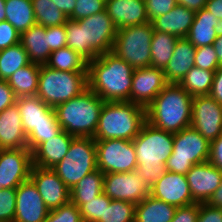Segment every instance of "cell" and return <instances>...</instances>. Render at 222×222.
I'll use <instances>...</instances> for the list:
<instances>
[{
  "label": "cell",
  "instance_id": "obj_1",
  "mask_svg": "<svg viewBox=\"0 0 222 222\" xmlns=\"http://www.w3.org/2000/svg\"><path fill=\"white\" fill-rule=\"evenodd\" d=\"M67 47L88 62L112 51L117 29L106 10L92 16L65 23Z\"/></svg>",
  "mask_w": 222,
  "mask_h": 222
},
{
  "label": "cell",
  "instance_id": "obj_2",
  "mask_svg": "<svg viewBox=\"0 0 222 222\" xmlns=\"http://www.w3.org/2000/svg\"><path fill=\"white\" fill-rule=\"evenodd\" d=\"M134 68L112 51L88 62V87L108 102H130Z\"/></svg>",
  "mask_w": 222,
  "mask_h": 222
},
{
  "label": "cell",
  "instance_id": "obj_3",
  "mask_svg": "<svg viewBox=\"0 0 222 222\" xmlns=\"http://www.w3.org/2000/svg\"><path fill=\"white\" fill-rule=\"evenodd\" d=\"M136 150L135 174L151 187L165 172V164L173 150L174 133L145 122L132 140Z\"/></svg>",
  "mask_w": 222,
  "mask_h": 222
},
{
  "label": "cell",
  "instance_id": "obj_4",
  "mask_svg": "<svg viewBox=\"0 0 222 222\" xmlns=\"http://www.w3.org/2000/svg\"><path fill=\"white\" fill-rule=\"evenodd\" d=\"M192 99L179 84L168 83L146 108V120L158 129L180 132L191 126Z\"/></svg>",
  "mask_w": 222,
  "mask_h": 222
},
{
  "label": "cell",
  "instance_id": "obj_5",
  "mask_svg": "<svg viewBox=\"0 0 222 222\" xmlns=\"http://www.w3.org/2000/svg\"><path fill=\"white\" fill-rule=\"evenodd\" d=\"M104 102L88 87L78 96L53 109L62 130L75 137L93 138Z\"/></svg>",
  "mask_w": 222,
  "mask_h": 222
},
{
  "label": "cell",
  "instance_id": "obj_6",
  "mask_svg": "<svg viewBox=\"0 0 222 222\" xmlns=\"http://www.w3.org/2000/svg\"><path fill=\"white\" fill-rule=\"evenodd\" d=\"M146 121V108L142 106L132 102L105 101L93 139L133 140Z\"/></svg>",
  "mask_w": 222,
  "mask_h": 222
},
{
  "label": "cell",
  "instance_id": "obj_7",
  "mask_svg": "<svg viewBox=\"0 0 222 222\" xmlns=\"http://www.w3.org/2000/svg\"><path fill=\"white\" fill-rule=\"evenodd\" d=\"M88 88V72L59 71L41 65L36 95L48 106L55 107L81 94Z\"/></svg>",
  "mask_w": 222,
  "mask_h": 222
},
{
  "label": "cell",
  "instance_id": "obj_8",
  "mask_svg": "<svg viewBox=\"0 0 222 222\" xmlns=\"http://www.w3.org/2000/svg\"><path fill=\"white\" fill-rule=\"evenodd\" d=\"M72 189L87 174L97 170L96 142L92 137H75L67 154L51 168Z\"/></svg>",
  "mask_w": 222,
  "mask_h": 222
},
{
  "label": "cell",
  "instance_id": "obj_9",
  "mask_svg": "<svg viewBox=\"0 0 222 222\" xmlns=\"http://www.w3.org/2000/svg\"><path fill=\"white\" fill-rule=\"evenodd\" d=\"M210 142L192 126L174 133L173 150L166 171L185 175L195 164L208 161Z\"/></svg>",
  "mask_w": 222,
  "mask_h": 222
},
{
  "label": "cell",
  "instance_id": "obj_10",
  "mask_svg": "<svg viewBox=\"0 0 222 222\" xmlns=\"http://www.w3.org/2000/svg\"><path fill=\"white\" fill-rule=\"evenodd\" d=\"M151 22L117 30L112 52L135 68L151 66Z\"/></svg>",
  "mask_w": 222,
  "mask_h": 222
},
{
  "label": "cell",
  "instance_id": "obj_11",
  "mask_svg": "<svg viewBox=\"0 0 222 222\" xmlns=\"http://www.w3.org/2000/svg\"><path fill=\"white\" fill-rule=\"evenodd\" d=\"M96 142L97 169L102 173H126L137 168L132 140L106 139Z\"/></svg>",
  "mask_w": 222,
  "mask_h": 222
},
{
  "label": "cell",
  "instance_id": "obj_12",
  "mask_svg": "<svg viewBox=\"0 0 222 222\" xmlns=\"http://www.w3.org/2000/svg\"><path fill=\"white\" fill-rule=\"evenodd\" d=\"M33 166L28 148L0 149V188L16 189L29 180Z\"/></svg>",
  "mask_w": 222,
  "mask_h": 222
},
{
  "label": "cell",
  "instance_id": "obj_13",
  "mask_svg": "<svg viewBox=\"0 0 222 222\" xmlns=\"http://www.w3.org/2000/svg\"><path fill=\"white\" fill-rule=\"evenodd\" d=\"M191 126L210 143L222 134V104L210 95L192 99Z\"/></svg>",
  "mask_w": 222,
  "mask_h": 222
},
{
  "label": "cell",
  "instance_id": "obj_14",
  "mask_svg": "<svg viewBox=\"0 0 222 222\" xmlns=\"http://www.w3.org/2000/svg\"><path fill=\"white\" fill-rule=\"evenodd\" d=\"M103 186V193L111 200L138 204L150 194V187L135 174V171L106 173Z\"/></svg>",
  "mask_w": 222,
  "mask_h": 222
},
{
  "label": "cell",
  "instance_id": "obj_15",
  "mask_svg": "<svg viewBox=\"0 0 222 222\" xmlns=\"http://www.w3.org/2000/svg\"><path fill=\"white\" fill-rule=\"evenodd\" d=\"M167 84L163 69L152 66L135 68L130 102L147 108Z\"/></svg>",
  "mask_w": 222,
  "mask_h": 222
},
{
  "label": "cell",
  "instance_id": "obj_16",
  "mask_svg": "<svg viewBox=\"0 0 222 222\" xmlns=\"http://www.w3.org/2000/svg\"><path fill=\"white\" fill-rule=\"evenodd\" d=\"M49 210L70 202V190L51 168L32 166L30 178Z\"/></svg>",
  "mask_w": 222,
  "mask_h": 222
},
{
  "label": "cell",
  "instance_id": "obj_17",
  "mask_svg": "<svg viewBox=\"0 0 222 222\" xmlns=\"http://www.w3.org/2000/svg\"><path fill=\"white\" fill-rule=\"evenodd\" d=\"M149 195L176 208L195 203L186 176L170 171H166L150 187Z\"/></svg>",
  "mask_w": 222,
  "mask_h": 222
},
{
  "label": "cell",
  "instance_id": "obj_18",
  "mask_svg": "<svg viewBox=\"0 0 222 222\" xmlns=\"http://www.w3.org/2000/svg\"><path fill=\"white\" fill-rule=\"evenodd\" d=\"M185 176L195 203H207L222 183V171L209 161L193 165Z\"/></svg>",
  "mask_w": 222,
  "mask_h": 222
},
{
  "label": "cell",
  "instance_id": "obj_19",
  "mask_svg": "<svg viewBox=\"0 0 222 222\" xmlns=\"http://www.w3.org/2000/svg\"><path fill=\"white\" fill-rule=\"evenodd\" d=\"M50 210L44 204L34 183L29 179L16 188L13 222H43Z\"/></svg>",
  "mask_w": 222,
  "mask_h": 222
},
{
  "label": "cell",
  "instance_id": "obj_20",
  "mask_svg": "<svg viewBox=\"0 0 222 222\" xmlns=\"http://www.w3.org/2000/svg\"><path fill=\"white\" fill-rule=\"evenodd\" d=\"M16 104L26 135L37 126L59 125L53 107L46 105L37 95L17 98Z\"/></svg>",
  "mask_w": 222,
  "mask_h": 222
},
{
  "label": "cell",
  "instance_id": "obj_21",
  "mask_svg": "<svg viewBox=\"0 0 222 222\" xmlns=\"http://www.w3.org/2000/svg\"><path fill=\"white\" fill-rule=\"evenodd\" d=\"M116 29L149 22L145 0H106V8Z\"/></svg>",
  "mask_w": 222,
  "mask_h": 222
},
{
  "label": "cell",
  "instance_id": "obj_22",
  "mask_svg": "<svg viewBox=\"0 0 222 222\" xmlns=\"http://www.w3.org/2000/svg\"><path fill=\"white\" fill-rule=\"evenodd\" d=\"M28 148L18 105L0 112V149Z\"/></svg>",
  "mask_w": 222,
  "mask_h": 222
},
{
  "label": "cell",
  "instance_id": "obj_23",
  "mask_svg": "<svg viewBox=\"0 0 222 222\" xmlns=\"http://www.w3.org/2000/svg\"><path fill=\"white\" fill-rule=\"evenodd\" d=\"M75 136L61 130L56 136L42 142L33 152V165L41 168H53L67 154Z\"/></svg>",
  "mask_w": 222,
  "mask_h": 222
},
{
  "label": "cell",
  "instance_id": "obj_24",
  "mask_svg": "<svg viewBox=\"0 0 222 222\" xmlns=\"http://www.w3.org/2000/svg\"><path fill=\"white\" fill-rule=\"evenodd\" d=\"M196 47L186 38H178L173 55L163 69L168 83L179 84L187 72L194 67Z\"/></svg>",
  "mask_w": 222,
  "mask_h": 222
},
{
  "label": "cell",
  "instance_id": "obj_25",
  "mask_svg": "<svg viewBox=\"0 0 222 222\" xmlns=\"http://www.w3.org/2000/svg\"><path fill=\"white\" fill-rule=\"evenodd\" d=\"M196 12L177 4L172 10L151 21L154 31L173 34L178 38H186L195 19Z\"/></svg>",
  "mask_w": 222,
  "mask_h": 222
},
{
  "label": "cell",
  "instance_id": "obj_26",
  "mask_svg": "<svg viewBox=\"0 0 222 222\" xmlns=\"http://www.w3.org/2000/svg\"><path fill=\"white\" fill-rule=\"evenodd\" d=\"M221 30L220 20L203 8L196 12L186 39L196 48L212 45Z\"/></svg>",
  "mask_w": 222,
  "mask_h": 222
},
{
  "label": "cell",
  "instance_id": "obj_27",
  "mask_svg": "<svg viewBox=\"0 0 222 222\" xmlns=\"http://www.w3.org/2000/svg\"><path fill=\"white\" fill-rule=\"evenodd\" d=\"M20 43L32 63L45 65L48 62L51 51L48 36H46V27L37 24L31 26L21 33Z\"/></svg>",
  "mask_w": 222,
  "mask_h": 222
},
{
  "label": "cell",
  "instance_id": "obj_28",
  "mask_svg": "<svg viewBox=\"0 0 222 222\" xmlns=\"http://www.w3.org/2000/svg\"><path fill=\"white\" fill-rule=\"evenodd\" d=\"M176 207L148 195L136 204L134 222H171Z\"/></svg>",
  "mask_w": 222,
  "mask_h": 222
},
{
  "label": "cell",
  "instance_id": "obj_29",
  "mask_svg": "<svg viewBox=\"0 0 222 222\" xmlns=\"http://www.w3.org/2000/svg\"><path fill=\"white\" fill-rule=\"evenodd\" d=\"M41 65L30 63L13 73L7 80L16 98L35 96Z\"/></svg>",
  "mask_w": 222,
  "mask_h": 222
},
{
  "label": "cell",
  "instance_id": "obj_30",
  "mask_svg": "<svg viewBox=\"0 0 222 222\" xmlns=\"http://www.w3.org/2000/svg\"><path fill=\"white\" fill-rule=\"evenodd\" d=\"M104 173L99 169L87 174L72 189H70V202L80 208L91 199L103 193Z\"/></svg>",
  "mask_w": 222,
  "mask_h": 222
},
{
  "label": "cell",
  "instance_id": "obj_31",
  "mask_svg": "<svg viewBox=\"0 0 222 222\" xmlns=\"http://www.w3.org/2000/svg\"><path fill=\"white\" fill-rule=\"evenodd\" d=\"M5 20L21 34L36 25L31 0H5Z\"/></svg>",
  "mask_w": 222,
  "mask_h": 222
},
{
  "label": "cell",
  "instance_id": "obj_32",
  "mask_svg": "<svg viewBox=\"0 0 222 222\" xmlns=\"http://www.w3.org/2000/svg\"><path fill=\"white\" fill-rule=\"evenodd\" d=\"M45 65L59 71L88 72V61L67 46L52 51Z\"/></svg>",
  "mask_w": 222,
  "mask_h": 222
},
{
  "label": "cell",
  "instance_id": "obj_33",
  "mask_svg": "<svg viewBox=\"0 0 222 222\" xmlns=\"http://www.w3.org/2000/svg\"><path fill=\"white\" fill-rule=\"evenodd\" d=\"M178 37L154 31L151 40V66L164 69L173 55Z\"/></svg>",
  "mask_w": 222,
  "mask_h": 222
},
{
  "label": "cell",
  "instance_id": "obj_34",
  "mask_svg": "<svg viewBox=\"0 0 222 222\" xmlns=\"http://www.w3.org/2000/svg\"><path fill=\"white\" fill-rule=\"evenodd\" d=\"M216 70L192 67L179 85L192 97L209 95Z\"/></svg>",
  "mask_w": 222,
  "mask_h": 222
},
{
  "label": "cell",
  "instance_id": "obj_35",
  "mask_svg": "<svg viewBox=\"0 0 222 222\" xmlns=\"http://www.w3.org/2000/svg\"><path fill=\"white\" fill-rule=\"evenodd\" d=\"M30 63L28 54L20 42L0 50V80L7 81L18 69Z\"/></svg>",
  "mask_w": 222,
  "mask_h": 222
},
{
  "label": "cell",
  "instance_id": "obj_36",
  "mask_svg": "<svg viewBox=\"0 0 222 222\" xmlns=\"http://www.w3.org/2000/svg\"><path fill=\"white\" fill-rule=\"evenodd\" d=\"M37 25L53 27L65 25L69 19L52 0H31Z\"/></svg>",
  "mask_w": 222,
  "mask_h": 222
},
{
  "label": "cell",
  "instance_id": "obj_37",
  "mask_svg": "<svg viewBox=\"0 0 222 222\" xmlns=\"http://www.w3.org/2000/svg\"><path fill=\"white\" fill-rule=\"evenodd\" d=\"M136 204L123 201L111 200L105 202V211L98 222H134Z\"/></svg>",
  "mask_w": 222,
  "mask_h": 222
},
{
  "label": "cell",
  "instance_id": "obj_38",
  "mask_svg": "<svg viewBox=\"0 0 222 222\" xmlns=\"http://www.w3.org/2000/svg\"><path fill=\"white\" fill-rule=\"evenodd\" d=\"M105 202H111V199L101 193L97 198L83 204L79 208L83 222H98L104 214Z\"/></svg>",
  "mask_w": 222,
  "mask_h": 222
},
{
  "label": "cell",
  "instance_id": "obj_39",
  "mask_svg": "<svg viewBox=\"0 0 222 222\" xmlns=\"http://www.w3.org/2000/svg\"><path fill=\"white\" fill-rule=\"evenodd\" d=\"M43 222H83L79 208L72 202L50 210Z\"/></svg>",
  "mask_w": 222,
  "mask_h": 222
},
{
  "label": "cell",
  "instance_id": "obj_40",
  "mask_svg": "<svg viewBox=\"0 0 222 222\" xmlns=\"http://www.w3.org/2000/svg\"><path fill=\"white\" fill-rule=\"evenodd\" d=\"M60 125H42L35 127L27 135L28 149L33 152L42 142L56 136L61 131Z\"/></svg>",
  "mask_w": 222,
  "mask_h": 222
},
{
  "label": "cell",
  "instance_id": "obj_41",
  "mask_svg": "<svg viewBox=\"0 0 222 222\" xmlns=\"http://www.w3.org/2000/svg\"><path fill=\"white\" fill-rule=\"evenodd\" d=\"M106 0H76L75 8L69 19L79 20L103 12Z\"/></svg>",
  "mask_w": 222,
  "mask_h": 222
},
{
  "label": "cell",
  "instance_id": "obj_42",
  "mask_svg": "<svg viewBox=\"0 0 222 222\" xmlns=\"http://www.w3.org/2000/svg\"><path fill=\"white\" fill-rule=\"evenodd\" d=\"M16 207V189H0V222H13Z\"/></svg>",
  "mask_w": 222,
  "mask_h": 222
},
{
  "label": "cell",
  "instance_id": "obj_43",
  "mask_svg": "<svg viewBox=\"0 0 222 222\" xmlns=\"http://www.w3.org/2000/svg\"><path fill=\"white\" fill-rule=\"evenodd\" d=\"M194 65L204 70H217L220 67L216 51L212 45L196 48Z\"/></svg>",
  "mask_w": 222,
  "mask_h": 222
},
{
  "label": "cell",
  "instance_id": "obj_44",
  "mask_svg": "<svg viewBox=\"0 0 222 222\" xmlns=\"http://www.w3.org/2000/svg\"><path fill=\"white\" fill-rule=\"evenodd\" d=\"M146 12L151 22L160 15H164L172 10L177 4V0H145Z\"/></svg>",
  "mask_w": 222,
  "mask_h": 222
},
{
  "label": "cell",
  "instance_id": "obj_45",
  "mask_svg": "<svg viewBox=\"0 0 222 222\" xmlns=\"http://www.w3.org/2000/svg\"><path fill=\"white\" fill-rule=\"evenodd\" d=\"M21 34L8 21L0 22V50L20 42Z\"/></svg>",
  "mask_w": 222,
  "mask_h": 222
},
{
  "label": "cell",
  "instance_id": "obj_46",
  "mask_svg": "<svg viewBox=\"0 0 222 222\" xmlns=\"http://www.w3.org/2000/svg\"><path fill=\"white\" fill-rule=\"evenodd\" d=\"M46 36L51 52L67 46L65 25L46 27Z\"/></svg>",
  "mask_w": 222,
  "mask_h": 222
},
{
  "label": "cell",
  "instance_id": "obj_47",
  "mask_svg": "<svg viewBox=\"0 0 222 222\" xmlns=\"http://www.w3.org/2000/svg\"><path fill=\"white\" fill-rule=\"evenodd\" d=\"M199 216V203L177 207L171 222H197Z\"/></svg>",
  "mask_w": 222,
  "mask_h": 222
},
{
  "label": "cell",
  "instance_id": "obj_48",
  "mask_svg": "<svg viewBox=\"0 0 222 222\" xmlns=\"http://www.w3.org/2000/svg\"><path fill=\"white\" fill-rule=\"evenodd\" d=\"M197 222H222V209L212 207L207 203H199Z\"/></svg>",
  "mask_w": 222,
  "mask_h": 222
},
{
  "label": "cell",
  "instance_id": "obj_49",
  "mask_svg": "<svg viewBox=\"0 0 222 222\" xmlns=\"http://www.w3.org/2000/svg\"><path fill=\"white\" fill-rule=\"evenodd\" d=\"M16 96L7 81L0 80V112L16 103Z\"/></svg>",
  "mask_w": 222,
  "mask_h": 222
},
{
  "label": "cell",
  "instance_id": "obj_50",
  "mask_svg": "<svg viewBox=\"0 0 222 222\" xmlns=\"http://www.w3.org/2000/svg\"><path fill=\"white\" fill-rule=\"evenodd\" d=\"M208 161L222 171V134L210 143Z\"/></svg>",
  "mask_w": 222,
  "mask_h": 222
},
{
  "label": "cell",
  "instance_id": "obj_51",
  "mask_svg": "<svg viewBox=\"0 0 222 222\" xmlns=\"http://www.w3.org/2000/svg\"><path fill=\"white\" fill-rule=\"evenodd\" d=\"M209 95L219 104H222V65L215 71Z\"/></svg>",
  "mask_w": 222,
  "mask_h": 222
},
{
  "label": "cell",
  "instance_id": "obj_52",
  "mask_svg": "<svg viewBox=\"0 0 222 222\" xmlns=\"http://www.w3.org/2000/svg\"><path fill=\"white\" fill-rule=\"evenodd\" d=\"M204 9L213 14L222 23V0H208Z\"/></svg>",
  "mask_w": 222,
  "mask_h": 222
},
{
  "label": "cell",
  "instance_id": "obj_53",
  "mask_svg": "<svg viewBox=\"0 0 222 222\" xmlns=\"http://www.w3.org/2000/svg\"><path fill=\"white\" fill-rule=\"evenodd\" d=\"M56 7L61 10L68 18L72 15L76 0H52Z\"/></svg>",
  "mask_w": 222,
  "mask_h": 222
},
{
  "label": "cell",
  "instance_id": "obj_54",
  "mask_svg": "<svg viewBox=\"0 0 222 222\" xmlns=\"http://www.w3.org/2000/svg\"><path fill=\"white\" fill-rule=\"evenodd\" d=\"M207 1L208 0H177L179 5L185 6L194 12L203 9Z\"/></svg>",
  "mask_w": 222,
  "mask_h": 222
},
{
  "label": "cell",
  "instance_id": "obj_55",
  "mask_svg": "<svg viewBox=\"0 0 222 222\" xmlns=\"http://www.w3.org/2000/svg\"><path fill=\"white\" fill-rule=\"evenodd\" d=\"M212 207H217L222 209V183L219 188L212 194L210 199L207 201Z\"/></svg>",
  "mask_w": 222,
  "mask_h": 222
},
{
  "label": "cell",
  "instance_id": "obj_56",
  "mask_svg": "<svg viewBox=\"0 0 222 222\" xmlns=\"http://www.w3.org/2000/svg\"><path fill=\"white\" fill-rule=\"evenodd\" d=\"M212 46L216 51L218 62H219V65L221 66L222 65V30L219 32Z\"/></svg>",
  "mask_w": 222,
  "mask_h": 222
},
{
  "label": "cell",
  "instance_id": "obj_57",
  "mask_svg": "<svg viewBox=\"0 0 222 222\" xmlns=\"http://www.w3.org/2000/svg\"><path fill=\"white\" fill-rule=\"evenodd\" d=\"M5 0H0V22L5 21Z\"/></svg>",
  "mask_w": 222,
  "mask_h": 222
}]
</instances>
